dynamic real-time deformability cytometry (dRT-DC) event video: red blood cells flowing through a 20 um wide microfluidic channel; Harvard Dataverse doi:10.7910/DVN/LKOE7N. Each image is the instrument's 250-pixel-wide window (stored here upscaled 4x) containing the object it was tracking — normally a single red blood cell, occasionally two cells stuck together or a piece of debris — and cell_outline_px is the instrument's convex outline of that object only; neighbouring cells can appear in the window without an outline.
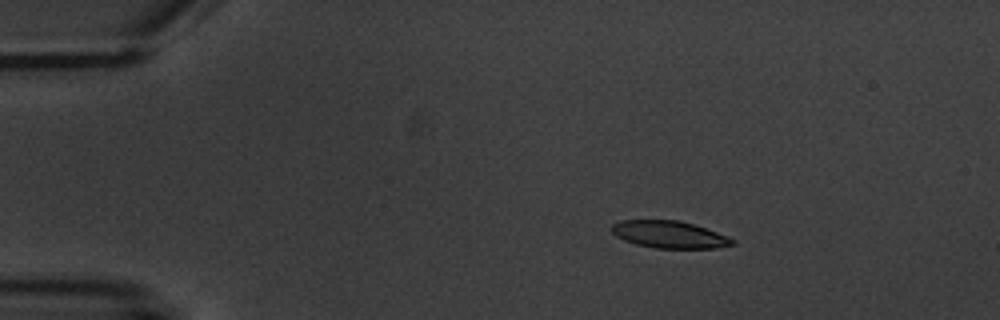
{"species": "common noctule bat (a hibernating species)", "species_latin": "Nyctalus noctula", "temperature_condition": "warm", "stored_images_in_passage": 14, "camera_frame_rate_fps": 3000, "um_per_image_px": 0.085, "animal": {"sex": "male", "body_mass_g": 20.1, "forearm_length_mm": 53.5}, "frame": {"image": 1, "passage_image": 3, "time_ms": 2.667, "image_size_px": [1000, 320], "cell_outline_px": [[736, 244], [716, 248], [652, 248], [636, 244], [624, 240], [616, 236], [612, 232], [612, 224], [620, 220], [680, 220], [728, 236], [736, 240]], "centroid_in_image_um": [56.9, 19.94], "position_along_channel_um": 28.1, "area_um2": 19.13}}
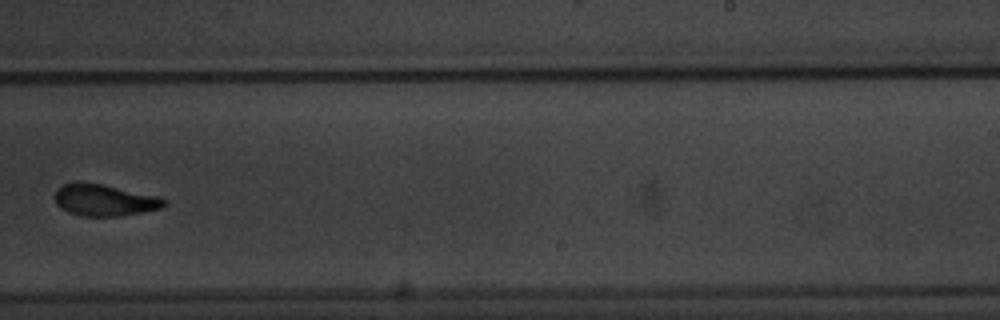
{"frame": {"image": 2, "passage_image": 10, "time_ms": 11.667, "image_size_px": [1000, 320], "cell_outline_px": [[164, 208], [120, 216], [80, 216], [68, 212], [56, 204], [56, 188], [64, 184], [100, 184], [160, 196], [164, 200]], "centroid_in_image_um": [8.91, 17.04], "position_along_channel_um": 280.1, "area_um2": 19.71}}
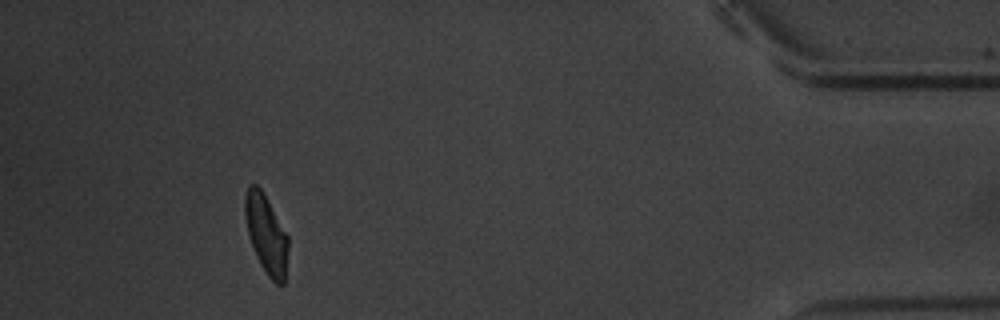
{"frame": {"image": 3, "passage_image": 14, "time_ms": 17.0, "image_size_px": [1000, 320], "cell_outline_px": [[288, 248], [284, 284], [276, 284], [268, 276], [260, 264], [252, 244], [248, 232], [244, 216], [244, 196], [248, 184], [256, 184], [260, 188], [288, 236]], "centroid_in_image_um": [22.61, 19.89], "position_along_channel_um": 412.6, "area_um2": 19.54}, "authors_computed_cell_mechanics": {"area_um2": 20.2878, "velocity_mm_per_s": 3.5391, "shape_relaxation_time_tau1_ms": 2.6739, "shape_relaxation_time_tau2_ms": 4.1422, "deformation_change_tau1": 0.1176, "deformation_change_tau2": 0.0723}}